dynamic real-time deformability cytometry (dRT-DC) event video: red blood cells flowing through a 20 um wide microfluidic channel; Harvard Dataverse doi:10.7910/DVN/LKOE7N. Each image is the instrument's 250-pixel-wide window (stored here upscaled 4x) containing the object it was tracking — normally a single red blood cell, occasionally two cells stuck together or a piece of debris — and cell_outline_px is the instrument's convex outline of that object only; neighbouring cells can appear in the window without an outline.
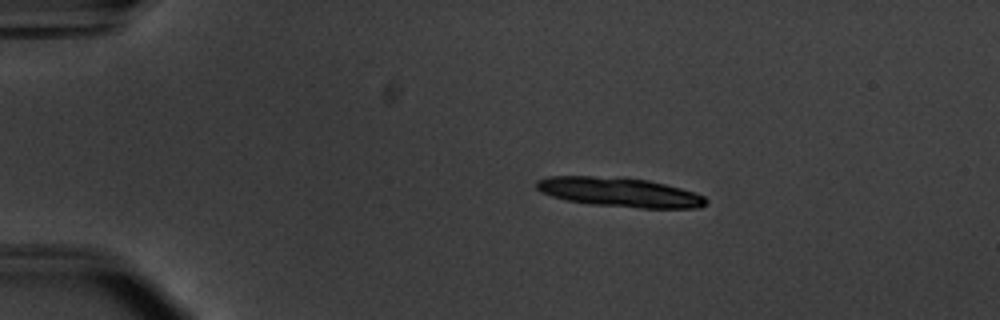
{"species": "common noctule bat (a hibernating species)", "species_latin": "Nyctalus noctula", "temperature_condition": "warm", "stored_images_in_passage": 21, "camera_frame_rate_fps": 3000, "um_per_image_px": 0.085, "animal": {"sex": "male", "body_mass_g": 20.1, "forearm_length_mm": 53.5}, "frame": {"image": 1, "passage_image": 1, "time_ms": 0.0, "image_size_px": [1000, 320], "cell_outline_px": [[708, 200], [700, 208], [640, 208], [592, 204], [568, 200], [552, 196], [540, 192], [536, 188], [536, 180], [548, 176], [624, 176], [648, 180], [680, 188], [704, 196]], "centroid_in_image_um": [52.63, 16.32], "position_along_channel_um": 32.4, "area_um2": 29.13}}
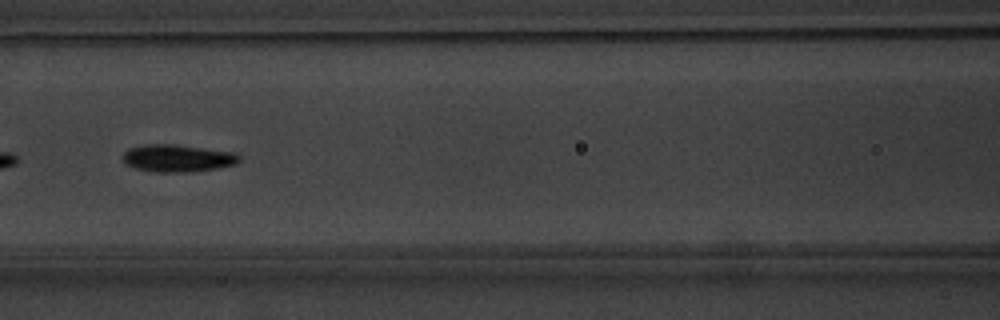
{"frame": {"image": 2, "passage_image": 16, "time_ms": 5.0, "image_size_px": [1000, 320], "cell_outline_px": [[240, 160], [236, 164], [220, 168], [188, 172], [156, 172], [136, 168], [128, 164], [120, 156], [128, 148], [144, 144], [172, 144], [236, 152], [240, 156]], "centroid_in_image_um": [15.11, 13.44], "position_along_channel_um": 151.5, "area_um2": 18.67}}
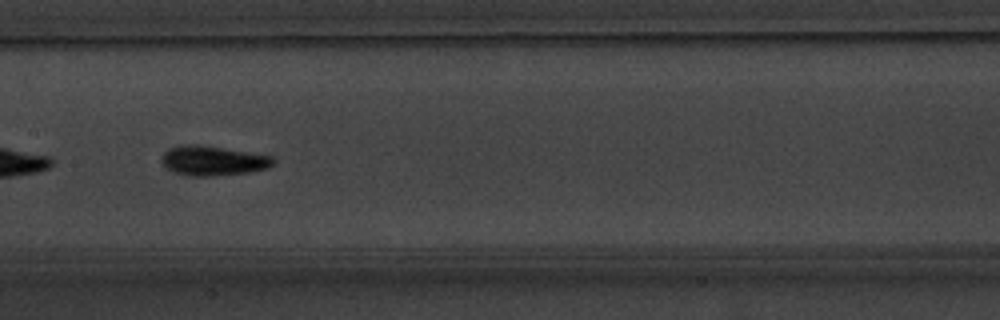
{"frame": {"image": 3, "passage_image": 19, "time_ms": 6.0, "image_size_px": [1000, 320], "cell_outline_px": [[276, 164], [268, 168], [248, 172], [212, 176], [184, 176], [168, 168], [160, 160], [164, 152], [168, 148], [180, 144], [200, 144], [272, 156], [276, 160]], "centroid_in_image_um": [18.1, 13.65], "position_along_channel_um": 189.3, "area_um2": 19.48}}